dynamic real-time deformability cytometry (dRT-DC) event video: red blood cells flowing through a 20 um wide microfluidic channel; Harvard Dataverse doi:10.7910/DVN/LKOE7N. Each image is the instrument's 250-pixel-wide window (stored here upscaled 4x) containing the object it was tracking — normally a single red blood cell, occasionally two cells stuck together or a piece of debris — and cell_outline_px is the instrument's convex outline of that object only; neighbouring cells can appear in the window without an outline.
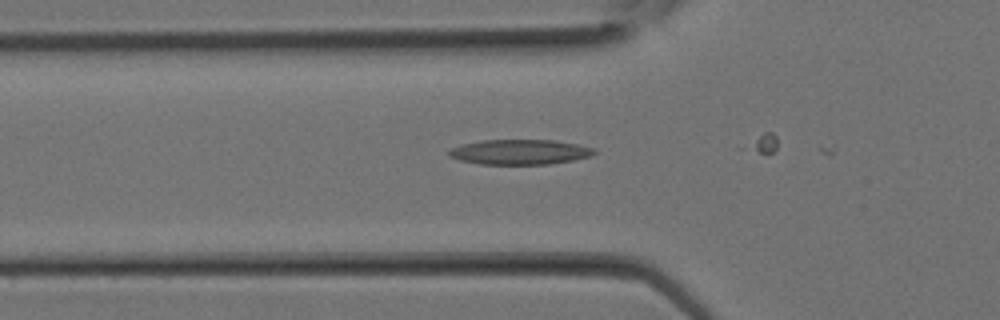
{"species": "Egyptian fruit bat (a non-hibernating species)", "species_latin": "Rousettus aegyptiacus", "temperature_condition": "room temperature", "stored_images_in_passage": 4, "camera_frame_rate_fps": 3000, "um_per_image_px": 0.085, "animal": {"sex": "female"}, "frame": {"image": 1, "passage_image": 3, "time_ms": 0.667, "image_size_px": [1000, 320], "cell_outline_px": [[596, 152], [592, 156], [572, 160], [548, 164], [480, 164], [460, 160], [448, 156], [448, 152], [452, 148], [460, 144], [480, 140], [552, 140], [576, 144], [596, 148]], "centroid_in_image_um": [44.17, 12.91], "position_along_channel_um": 81.6, "area_um2": 21.21}}